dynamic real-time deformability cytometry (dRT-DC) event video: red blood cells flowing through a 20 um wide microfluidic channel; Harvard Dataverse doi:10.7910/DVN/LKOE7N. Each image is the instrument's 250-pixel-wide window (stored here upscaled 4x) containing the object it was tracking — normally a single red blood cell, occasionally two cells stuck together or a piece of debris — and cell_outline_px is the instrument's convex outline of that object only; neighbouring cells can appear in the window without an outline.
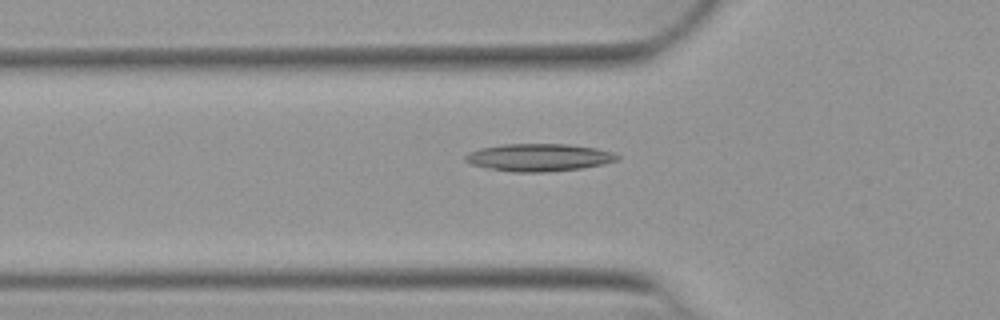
{"species": "Egyptian fruit bat (a non-hibernating species)", "species_latin": "Rousettus aegyptiacus", "temperature_condition": "warm", "stored_images_in_passage": 43, "camera_frame_rate_fps": 3000, "um_per_image_px": 0.085, "animal": {"sex": "female"}, "frame": {"image": 1, "passage_image": 9, "time_ms": 2.667, "image_size_px": [1000, 320], "cell_outline_px": [[620, 160], [604, 164], [580, 168], [548, 172], [512, 172], [484, 168], [472, 164], [464, 160], [464, 156], [480, 148], [504, 144], [568, 144], [596, 148], [612, 152], [620, 156]], "centroid_in_image_um": [45.82, 13.39], "position_along_channel_um": 80.0, "area_um2": 24.45}}
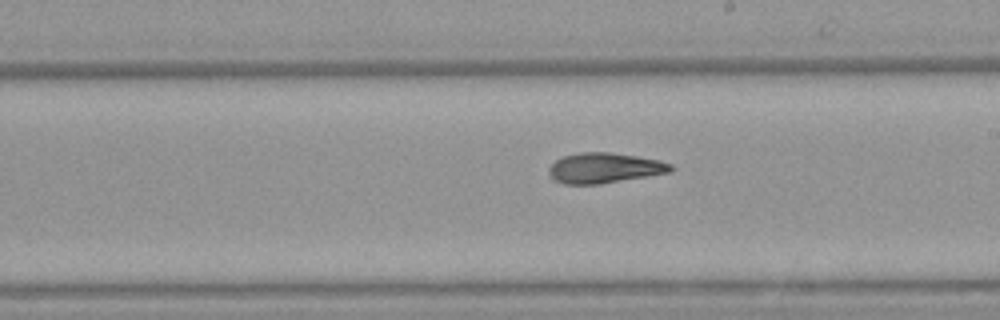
{"frame": {"image": 2, "passage_image": 21, "time_ms": 6.667, "image_size_px": [1000, 320], "cell_outline_px": [[676, 168], [672, 172], [600, 184], [564, 184], [552, 180], [548, 172], [548, 168], [556, 160], [564, 156], [580, 152], [608, 152], [636, 156], [660, 160], [672, 164]], "centroid_in_image_um": [51.39, 14.28], "position_along_channel_um": 237.6, "area_um2": 21.68}}
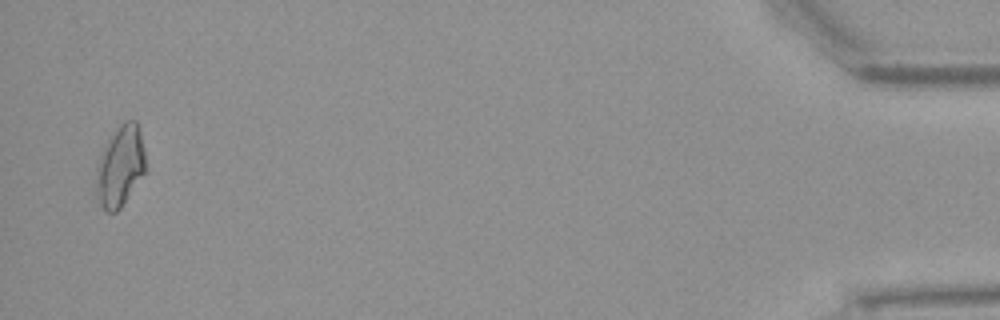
{"frame": {"image": 3, "passage_image": 42, "time_ms": 13.667, "image_size_px": [1000, 320], "cell_outline_px": [[148, 168], [120, 208], [116, 212], [108, 212], [100, 204], [96, 196], [96, 168], [104, 144], [120, 124], [124, 120], [136, 120], [140, 132]], "centroid_in_image_um": [10.22, 14.11], "position_along_channel_um": 425.0, "area_um2": 23.41}, "authors_computed_cell_mechanics": {"area_um2": 21.6172, "velocity_mm_per_s": 3.9367, "shape_relaxation_time_tau1_ms": null, "shape_relaxation_time_tau2_ms": 3.057, "deformation_change_tau1": null, "deformation_change_tau2": 0.1166}}